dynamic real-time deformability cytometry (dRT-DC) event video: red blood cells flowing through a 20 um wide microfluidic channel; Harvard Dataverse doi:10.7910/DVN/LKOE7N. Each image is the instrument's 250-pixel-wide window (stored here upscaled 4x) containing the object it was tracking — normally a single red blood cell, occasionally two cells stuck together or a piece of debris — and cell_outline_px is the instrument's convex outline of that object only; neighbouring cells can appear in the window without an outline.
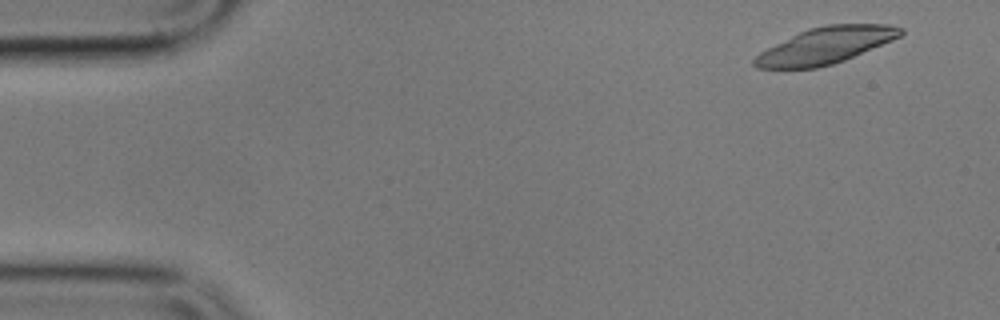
{"species": "common noctule bat (a hibernating species)", "species_latin": "Nyctalus noctula", "temperature_condition": "cold", "stored_images_in_passage": 22, "camera_frame_rate_fps": 3000, "um_per_image_px": 0.085, "animal": {"sex": "male", "body_mass_g": 17.9}, "frame": {"image": 1, "passage_image": 4, "time_ms": 1.0, "image_size_px": [1000, 320], "cell_outline_px": [[904, 32], [900, 36], [892, 40], [844, 60], [832, 64], [816, 68], [756, 68], [752, 64], [752, 60], [760, 52], [808, 28], [828, 24], [888, 24], [904, 28]], "centroid_in_image_um": [70.18, 3.86], "position_along_channel_um": 14.8, "area_um2": 30.63}}